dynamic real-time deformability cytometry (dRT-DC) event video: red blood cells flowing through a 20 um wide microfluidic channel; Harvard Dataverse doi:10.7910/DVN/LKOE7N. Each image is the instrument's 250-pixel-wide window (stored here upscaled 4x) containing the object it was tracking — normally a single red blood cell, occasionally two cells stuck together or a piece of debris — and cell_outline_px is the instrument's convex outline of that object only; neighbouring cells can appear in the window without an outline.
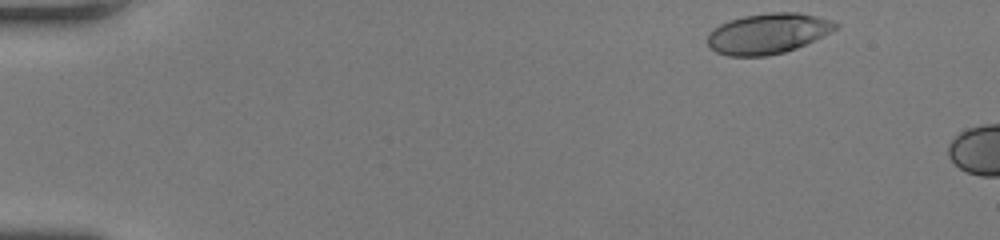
{"species": "human", "species_latin": "Homo sapiens", "temperature_condition": "room temperature", "stored_images_in_passage": 6, "camera_frame_rate_fps": 3000, "um_per_image_px": 0.085, "donor": {"sex": "female"}, "frame": {"image": 1, "passage_image": 1, "time_ms": 0.0, "image_size_px": [1000, 240], "cell_outline_px": [[840, 24], [836, 28], [796, 48], [784, 52], [764, 56], [728, 56], [716, 52], [708, 48], [708, 32], [712, 28], [728, 20], [744, 16], [768, 12], [800, 12], [832, 20]], "centroid_in_image_um": [65.2, 2.84], "position_along_channel_um": 19.8, "area_um2": 30.11}}